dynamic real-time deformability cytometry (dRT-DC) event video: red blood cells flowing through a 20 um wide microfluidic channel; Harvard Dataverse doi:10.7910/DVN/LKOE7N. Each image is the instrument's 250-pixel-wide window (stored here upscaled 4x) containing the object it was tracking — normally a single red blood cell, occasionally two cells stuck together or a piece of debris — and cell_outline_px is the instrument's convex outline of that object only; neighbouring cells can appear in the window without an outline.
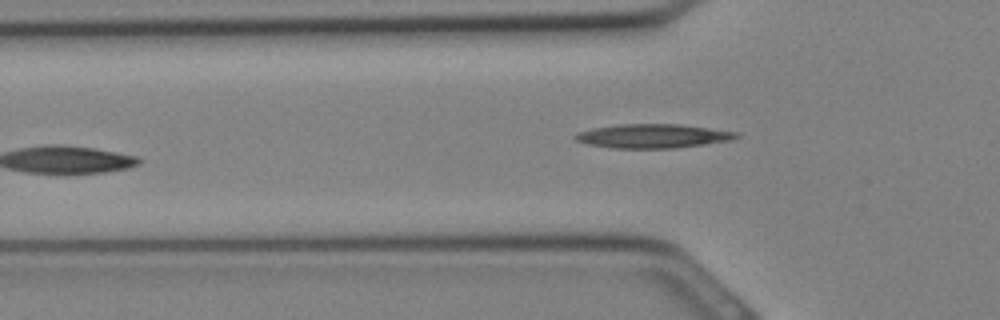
{"species": "Egyptian fruit bat (a non-hibernating species)", "species_latin": "Rousettus aegyptiacus", "temperature_condition": "cold", "stored_images_in_passage": 9, "segment_of_instrument_passage": [2, 2], "camera_frame_rate_fps": 3000, "um_per_image_px": 0.085, "animal": {"sex": "female"}, "frame": {"image": 1, "passage_image": 9, "time_ms": 2.667, "image_size_px": [1000, 320], "cell_outline_px": [[740, 136], [732, 140], [672, 148], [612, 148], [588, 144], [576, 140], [572, 136], [580, 132], [592, 128], [620, 124], [680, 124], [736, 132]], "centroid_in_image_um": [55.46, 11.56], "position_along_channel_um": 70.3, "area_um2": 22.25}}